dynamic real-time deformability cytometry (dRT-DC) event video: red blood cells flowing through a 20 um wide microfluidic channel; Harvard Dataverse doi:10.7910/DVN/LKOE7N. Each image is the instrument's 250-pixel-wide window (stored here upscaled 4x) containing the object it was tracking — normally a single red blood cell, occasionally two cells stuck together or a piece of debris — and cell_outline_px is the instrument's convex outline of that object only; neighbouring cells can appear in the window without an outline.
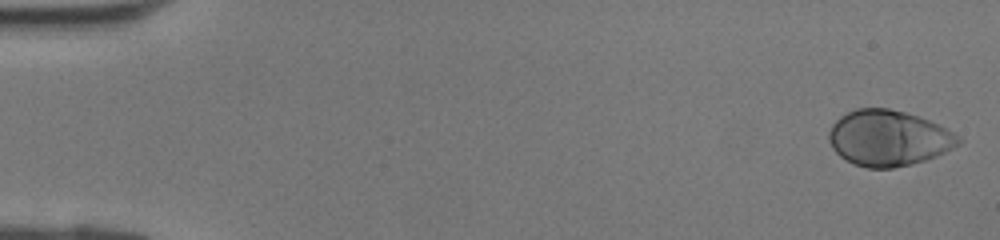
{"species": "human", "species_latin": "Homo sapiens", "temperature_condition": "room temperature", "stored_images_in_passage": 41, "camera_frame_rate_fps": 3000, "um_per_image_px": 0.085, "donor": {"sex": "female"}, "frame": {"image": 1, "passage_image": 1, "time_ms": 0.0, "image_size_px": [1000, 240], "cell_outline_px": [[964, 140], [960, 144], [936, 156], [912, 164], [892, 168], [868, 168], [856, 164], [840, 156], [832, 148], [828, 140], [828, 132], [832, 124], [840, 116], [856, 108], [888, 108], [904, 112], [928, 120], [948, 128], [960, 136]], "centroid_in_image_um": [75.53, 11.73], "position_along_channel_um": 9.5, "area_um2": 42.08}}
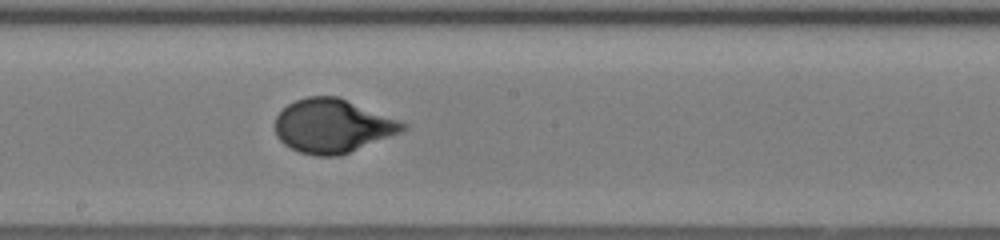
{"frame": {"image": 2, "passage_image": 23, "time_ms": 7.333, "image_size_px": [1000, 240], "cell_outline_px": [[408, 128], [404, 132], [340, 156], [316, 156], [300, 152], [284, 144], [276, 136], [276, 116], [288, 104], [296, 100], [308, 96], [336, 96], [408, 124]], "centroid_in_image_um": [28.29, 10.72], "position_along_channel_um": 219.9, "area_um2": 39.82}}
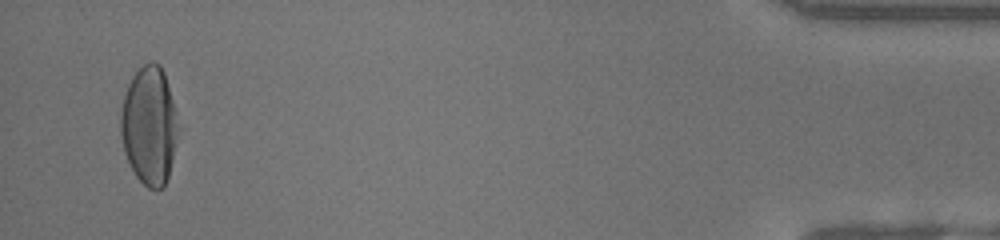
{"frame": {"image": 3, "passage_image": 40, "time_ms": 13.0, "image_size_px": [1000, 240], "cell_outline_px": [[176, 140], [168, 176], [164, 188], [148, 188], [136, 176], [124, 152], [120, 132], [120, 112], [124, 96], [128, 84], [132, 76], [144, 64], [152, 60], [160, 64], [164, 72], [176, 112]], "centroid_in_image_um": [12.66, 10.65], "position_along_channel_um": 422.5, "area_um2": 39.13}}